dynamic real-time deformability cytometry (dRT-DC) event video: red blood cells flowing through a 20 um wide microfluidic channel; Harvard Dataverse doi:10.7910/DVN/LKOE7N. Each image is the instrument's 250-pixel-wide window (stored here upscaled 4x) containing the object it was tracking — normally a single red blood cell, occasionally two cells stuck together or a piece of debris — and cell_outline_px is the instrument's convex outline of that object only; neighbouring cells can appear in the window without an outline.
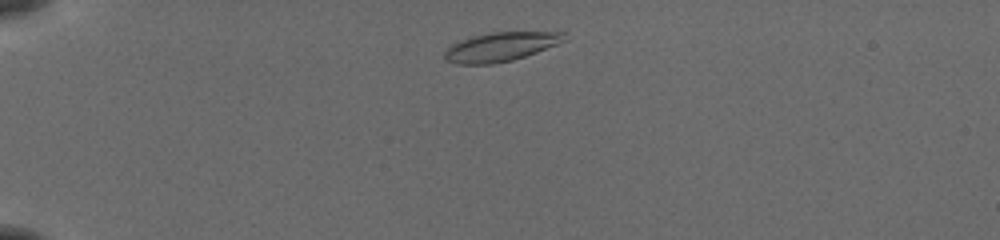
{"species": "common noctule bat (a hibernating species)", "species_latin": "Nyctalus noctula", "temperature_condition": "cold", "stored_images_in_passage": 43, "camera_frame_rate_fps": 3000, "um_per_image_px": 0.085, "animal": {"sex": "female", "body_mass_g": 19.5, "forearm_length_mm": 54.1}, "frame": {"image": 1, "passage_image": 3, "time_ms": 0.667, "image_size_px": [1000, 240], "cell_outline_px": [[568, 40], [536, 52], [512, 60], [492, 64], [456, 64], [444, 60], [444, 52], [452, 44], [472, 36], [488, 32], [568, 32]], "centroid_in_image_um": [42.58, 3.97], "position_along_channel_um": 42.4, "area_um2": 20.35}}
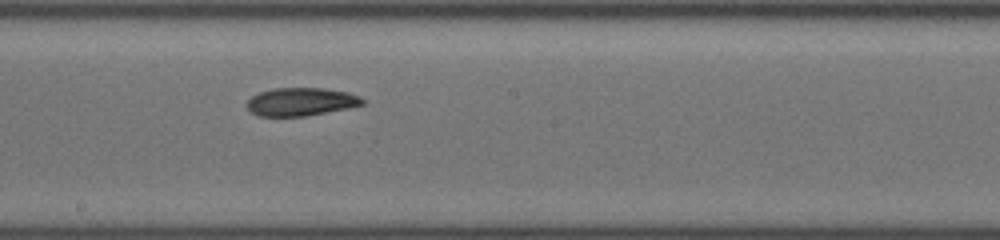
{"frame": {"image": 2, "passage_image": 21, "time_ms": 6.667, "image_size_px": [1000, 240], "cell_outline_px": [[364, 104], [348, 108], [304, 116], [260, 116], [252, 112], [244, 104], [252, 96], [260, 92], [272, 88], [324, 88], [348, 92], [360, 96], [364, 100]], "centroid_in_image_um": [25.58, 8.64], "position_along_channel_um": 222.6, "area_um2": 18.9}}
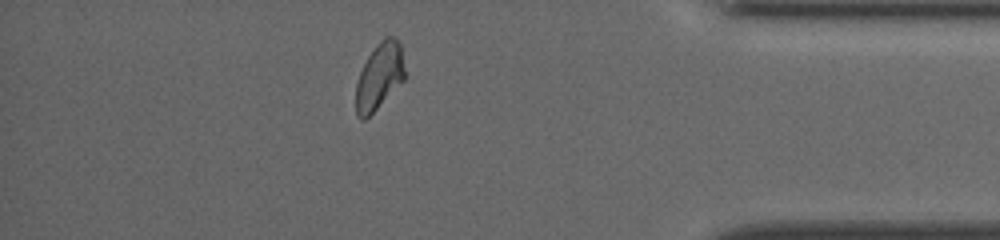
{"frame": {"image": 3, "passage_image": 37, "time_ms": 12.0, "image_size_px": [1000, 240], "cell_outline_px": [[404, 80], [364, 120], [360, 120], [356, 116], [356, 84], [360, 72], [368, 56], [376, 44], [384, 36], [392, 36], [400, 44], [404, 68]], "centroid_in_image_um": [32.22, 6.47], "position_along_channel_um": 403.0, "area_um2": 18.61}, "authors_computed_cell_mechanics": {"area_um2": 19.7098, "velocity_mm_per_s": 3.8607, "shape_relaxation_time_tau1_ms": 8.2341, "shape_relaxation_time_tau2_ms": 3.4183, "deformation_change_tau1": 0.1609, "deformation_change_tau2": 0.0878}}